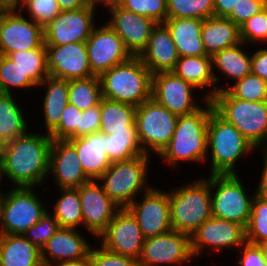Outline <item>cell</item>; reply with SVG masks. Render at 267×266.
<instances>
[{
  "mask_svg": "<svg viewBox=\"0 0 267 266\" xmlns=\"http://www.w3.org/2000/svg\"><path fill=\"white\" fill-rule=\"evenodd\" d=\"M52 138L49 134L27 132L2 145L4 177L15 187H33L49 175ZM48 174V175H47Z\"/></svg>",
  "mask_w": 267,
  "mask_h": 266,
  "instance_id": "1",
  "label": "cell"
},
{
  "mask_svg": "<svg viewBox=\"0 0 267 266\" xmlns=\"http://www.w3.org/2000/svg\"><path fill=\"white\" fill-rule=\"evenodd\" d=\"M205 109L201 106L194 113L178 116L173 136L158 155L172 167L180 161L204 162L208 149V121L214 111L212 101L204 97Z\"/></svg>",
  "mask_w": 267,
  "mask_h": 266,
  "instance_id": "2",
  "label": "cell"
},
{
  "mask_svg": "<svg viewBox=\"0 0 267 266\" xmlns=\"http://www.w3.org/2000/svg\"><path fill=\"white\" fill-rule=\"evenodd\" d=\"M98 77L104 99L135 107L151 99L152 73L139 56H132Z\"/></svg>",
  "mask_w": 267,
  "mask_h": 266,
  "instance_id": "3",
  "label": "cell"
},
{
  "mask_svg": "<svg viewBox=\"0 0 267 266\" xmlns=\"http://www.w3.org/2000/svg\"><path fill=\"white\" fill-rule=\"evenodd\" d=\"M210 100L214 111L234 125L251 145L267 149V101H243L226 89L217 92Z\"/></svg>",
  "mask_w": 267,
  "mask_h": 266,
  "instance_id": "4",
  "label": "cell"
},
{
  "mask_svg": "<svg viewBox=\"0 0 267 266\" xmlns=\"http://www.w3.org/2000/svg\"><path fill=\"white\" fill-rule=\"evenodd\" d=\"M172 229L190 235L212 216L210 176L168 192Z\"/></svg>",
  "mask_w": 267,
  "mask_h": 266,
  "instance_id": "5",
  "label": "cell"
},
{
  "mask_svg": "<svg viewBox=\"0 0 267 266\" xmlns=\"http://www.w3.org/2000/svg\"><path fill=\"white\" fill-rule=\"evenodd\" d=\"M207 149H211V175H216L237 174L236 162L256 148L234 125L213 111L208 121Z\"/></svg>",
  "mask_w": 267,
  "mask_h": 266,
  "instance_id": "6",
  "label": "cell"
},
{
  "mask_svg": "<svg viewBox=\"0 0 267 266\" xmlns=\"http://www.w3.org/2000/svg\"><path fill=\"white\" fill-rule=\"evenodd\" d=\"M149 157L150 155L145 154L131 160L114 162L97 180L103 182L101 186L104 192L119 208H127L136 200L139 192L143 189L146 192L151 188L146 186Z\"/></svg>",
  "mask_w": 267,
  "mask_h": 266,
  "instance_id": "7",
  "label": "cell"
},
{
  "mask_svg": "<svg viewBox=\"0 0 267 266\" xmlns=\"http://www.w3.org/2000/svg\"><path fill=\"white\" fill-rule=\"evenodd\" d=\"M210 189L212 216L236 222L245 228L251 215L254 195L248 197L239 176L210 175Z\"/></svg>",
  "mask_w": 267,
  "mask_h": 266,
  "instance_id": "8",
  "label": "cell"
},
{
  "mask_svg": "<svg viewBox=\"0 0 267 266\" xmlns=\"http://www.w3.org/2000/svg\"><path fill=\"white\" fill-rule=\"evenodd\" d=\"M178 116L149 99L136 107L135 125L146 155L160 154L171 140ZM149 150V151H148Z\"/></svg>",
  "mask_w": 267,
  "mask_h": 266,
  "instance_id": "9",
  "label": "cell"
},
{
  "mask_svg": "<svg viewBox=\"0 0 267 266\" xmlns=\"http://www.w3.org/2000/svg\"><path fill=\"white\" fill-rule=\"evenodd\" d=\"M48 211L33 187H14L7 192L0 234H21L34 226Z\"/></svg>",
  "mask_w": 267,
  "mask_h": 266,
  "instance_id": "10",
  "label": "cell"
},
{
  "mask_svg": "<svg viewBox=\"0 0 267 266\" xmlns=\"http://www.w3.org/2000/svg\"><path fill=\"white\" fill-rule=\"evenodd\" d=\"M17 10V11H16ZM44 44V28L27 20L19 9L0 6V55L30 51Z\"/></svg>",
  "mask_w": 267,
  "mask_h": 266,
  "instance_id": "11",
  "label": "cell"
},
{
  "mask_svg": "<svg viewBox=\"0 0 267 266\" xmlns=\"http://www.w3.org/2000/svg\"><path fill=\"white\" fill-rule=\"evenodd\" d=\"M190 235L171 229L144 239L139 266L180 265L193 258Z\"/></svg>",
  "mask_w": 267,
  "mask_h": 266,
  "instance_id": "12",
  "label": "cell"
},
{
  "mask_svg": "<svg viewBox=\"0 0 267 266\" xmlns=\"http://www.w3.org/2000/svg\"><path fill=\"white\" fill-rule=\"evenodd\" d=\"M192 89L197 88L172 71L152 74L151 99L177 116L188 115L201 108L195 104Z\"/></svg>",
  "mask_w": 267,
  "mask_h": 266,
  "instance_id": "13",
  "label": "cell"
},
{
  "mask_svg": "<svg viewBox=\"0 0 267 266\" xmlns=\"http://www.w3.org/2000/svg\"><path fill=\"white\" fill-rule=\"evenodd\" d=\"M85 43L91 71L95 76H99L133 56L122 39L107 23L98 28L95 26Z\"/></svg>",
  "mask_w": 267,
  "mask_h": 266,
  "instance_id": "14",
  "label": "cell"
},
{
  "mask_svg": "<svg viewBox=\"0 0 267 266\" xmlns=\"http://www.w3.org/2000/svg\"><path fill=\"white\" fill-rule=\"evenodd\" d=\"M101 244L111 252L139 259L144 237L137 220L127 208H120L99 236Z\"/></svg>",
  "mask_w": 267,
  "mask_h": 266,
  "instance_id": "15",
  "label": "cell"
},
{
  "mask_svg": "<svg viewBox=\"0 0 267 266\" xmlns=\"http://www.w3.org/2000/svg\"><path fill=\"white\" fill-rule=\"evenodd\" d=\"M95 9L90 6L78 10L60 11V13L44 27L45 45H64L68 43L86 42L95 27Z\"/></svg>",
  "mask_w": 267,
  "mask_h": 266,
  "instance_id": "16",
  "label": "cell"
},
{
  "mask_svg": "<svg viewBox=\"0 0 267 266\" xmlns=\"http://www.w3.org/2000/svg\"><path fill=\"white\" fill-rule=\"evenodd\" d=\"M142 201H133L127 209L137 220L144 238L155 237L172 229L168 192L151 187Z\"/></svg>",
  "mask_w": 267,
  "mask_h": 266,
  "instance_id": "17",
  "label": "cell"
},
{
  "mask_svg": "<svg viewBox=\"0 0 267 266\" xmlns=\"http://www.w3.org/2000/svg\"><path fill=\"white\" fill-rule=\"evenodd\" d=\"M193 256L207 247L215 251L240 248L245 242V228L236 222L211 216L190 236Z\"/></svg>",
  "mask_w": 267,
  "mask_h": 266,
  "instance_id": "18",
  "label": "cell"
},
{
  "mask_svg": "<svg viewBox=\"0 0 267 266\" xmlns=\"http://www.w3.org/2000/svg\"><path fill=\"white\" fill-rule=\"evenodd\" d=\"M45 46L49 76L65 80L95 76L91 71L85 42Z\"/></svg>",
  "mask_w": 267,
  "mask_h": 266,
  "instance_id": "19",
  "label": "cell"
},
{
  "mask_svg": "<svg viewBox=\"0 0 267 266\" xmlns=\"http://www.w3.org/2000/svg\"><path fill=\"white\" fill-rule=\"evenodd\" d=\"M83 226L95 237H99L120 209L99 186L97 180H90L79 188Z\"/></svg>",
  "mask_w": 267,
  "mask_h": 266,
  "instance_id": "20",
  "label": "cell"
},
{
  "mask_svg": "<svg viewBox=\"0 0 267 266\" xmlns=\"http://www.w3.org/2000/svg\"><path fill=\"white\" fill-rule=\"evenodd\" d=\"M111 18L107 24L122 39L133 56H139L147 47L152 29L156 22L121 6L112 7Z\"/></svg>",
  "mask_w": 267,
  "mask_h": 266,
  "instance_id": "21",
  "label": "cell"
},
{
  "mask_svg": "<svg viewBox=\"0 0 267 266\" xmlns=\"http://www.w3.org/2000/svg\"><path fill=\"white\" fill-rule=\"evenodd\" d=\"M50 173L53 174L59 189L79 188L90 181L83 171L76 149L67 140H52L49 161Z\"/></svg>",
  "mask_w": 267,
  "mask_h": 266,
  "instance_id": "22",
  "label": "cell"
},
{
  "mask_svg": "<svg viewBox=\"0 0 267 266\" xmlns=\"http://www.w3.org/2000/svg\"><path fill=\"white\" fill-rule=\"evenodd\" d=\"M91 245L73 228H59L41 249L44 266L88 259Z\"/></svg>",
  "mask_w": 267,
  "mask_h": 266,
  "instance_id": "23",
  "label": "cell"
},
{
  "mask_svg": "<svg viewBox=\"0 0 267 266\" xmlns=\"http://www.w3.org/2000/svg\"><path fill=\"white\" fill-rule=\"evenodd\" d=\"M139 58L152 74L175 68L179 56L170 31L163 23L156 24L152 29L147 47Z\"/></svg>",
  "mask_w": 267,
  "mask_h": 266,
  "instance_id": "24",
  "label": "cell"
},
{
  "mask_svg": "<svg viewBox=\"0 0 267 266\" xmlns=\"http://www.w3.org/2000/svg\"><path fill=\"white\" fill-rule=\"evenodd\" d=\"M75 149L83 171L90 180H98L112 164L106 151V134L94 132L67 140Z\"/></svg>",
  "mask_w": 267,
  "mask_h": 266,
  "instance_id": "25",
  "label": "cell"
},
{
  "mask_svg": "<svg viewBox=\"0 0 267 266\" xmlns=\"http://www.w3.org/2000/svg\"><path fill=\"white\" fill-rule=\"evenodd\" d=\"M201 19L167 18L163 23L172 36L179 57L208 56L201 37Z\"/></svg>",
  "mask_w": 267,
  "mask_h": 266,
  "instance_id": "26",
  "label": "cell"
},
{
  "mask_svg": "<svg viewBox=\"0 0 267 266\" xmlns=\"http://www.w3.org/2000/svg\"><path fill=\"white\" fill-rule=\"evenodd\" d=\"M213 70L211 56H186L179 57L172 72L196 88L203 89L208 85L213 86L212 91L205 96L210 100L217 92L221 91V87H217L216 84L220 77L216 76ZM215 84L216 86H214Z\"/></svg>",
  "mask_w": 267,
  "mask_h": 266,
  "instance_id": "27",
  "label": "cell"
},
{
  "mask_svg": "<svg viewBox=\"0 0 267 266\" xmlns=\"http://www.w3.org/2000/svg\"><path fill=\"white\" fill-rule=\"evenodd\" d=\"M202 42L208 56L241 43L240 29L232 20L209 17L202 21Z\"/></svg>",
  "mask_w": 267,
  "mask_h": 266,
  "instance_id": "28",
  "label": "cell"
},
{
  "mask_svg": "<svg viewBox=\"0 0 267 266\" xmlns=\"http://www.w3.org/2000/svg\"><path fill=\"white\" fill-rule=\"evenodd\" d=\"M0 266H44L41 249L21 234H0Z\"/></svg>",
  "mask_w": 267,
  "mask_h": 266,
  "instance_id": "29",
  "label": "cell"
},
{
  "mask_svg": "<svg viewBox=\"0 0 267 266\" xmlns=\"http://www.w3.org/2000/svg\"><path fill=\"white\" fill-rule=\"evenodd\" d=\"M39 85L47 87L42 107L46 133L50 134L59 125L62 112L69 103L68 80L47 76Z\"/></svg>",
  "mask_w": 267,
  "mask_h": 266,
  "instance_id": "30",
  "label": "cell"
},
{
  "mask_svg": "<svg viewBox=\"0 0 267 266\" xmlns=\"http://www.w3.org/2000/svg\"><path fill=\"white\" fill-rule=\"evenodd\" d=\"M135 116V106L102 98L99 131L106 135L120 131H137Z\"/></svg>",
  "mask_w": 267,
  "mask_h": 266,
  "instance_id": "31",
  "label": "cell"
},
{
  "mask_svg": "<svg viewBox=\"0 0 267 266\" xmlns=\"http://www.w3.org/2000/svg\"><path fill=\"white\" fill-rule=\"evenodd\" d=\"M27 132V121L13 94L0 93V143L3 145Z\"/></svg>",
  "mask_w": 267,
  "mask_h": 266,
  "instance_id": "32",
  "label": "cell"
},
{
  "mask_svg": "<svg viewBox=\"0 0 267 266\" xmlns=\"http://www.w3.org/2000/svg\"><path fill=\"white\" fill-rule=\"evenodd\" d=\"M244 43L241 42L235 46L225 48L212 56V68L234 81L244 78L251 74V55L240 49Z\"/></svg>",
  "mask_w": 267,
  "mask_h": 266,
  "instance_id": "33",
  "label": "cell"
},
{
  "mask_svg": "<svg viewBox=\"0 0 267 266\" xmlns=\"http://www.w3.org/2000/svg\"><path fill=\"white\" fill-rule=\"evenodd\" d=\"M60 198L54 204L53 216L59 223L60 228L77 229L83 226L81 199L77 188H61Z\"/></svg>",
  "mask_w": 267,
  "mask_h": 266,
  "instance_id": "34",
  "label": "cell"
},
{
  "mask_svg": "<svg viewBox=\"0 0 267 266\" xmlns=\"http://www.w3.org/2000/svg\"><path fill=\"white\" fill-rule=\"evenodd\" d=\"M106 151L111 163L127 161L145 155L137 131H120L106 135Z\"/></svg>",
  "mask_w": 267,
  "mask_h": 266,
  "instance_id": "35",
  "label": "cell"
},
{
  "mask_svg": "<svg viewBox=\"0 0 267 266\" xmlns=\"http://www.w3.org/2000/svg\"><path fill=\"white\" fill-rule=\"evenodd\" d=\"M17 66L37 85L49 76L45 44L30 51H16L8 55Z\"/></svg>",
  "mask_w": 267,
  "mask_h": 266,
  "instance_id": "36",
  "label": "cell"
},
{
  "mask_svg": "<svg viewBox=\"0 0 267 266\" xmlns=\"http://www.w3.org/2000/svg\"><path fill=\"white\" fill-rule=\"evenodd\" d=\"M69 103L84 111L98 105L102 99L98 76L68 80Z\"/></svg>",
  "mask_w": 267,
  "mask_h": 266,
  "instance_id": "37",
  "label": "cell"
},
{
  "mask_svg": "<svg viewBox=\"0 0 267 266\" xmlns=\"http://www.w3.org/2000/svg\"><path fill=\"white\" fill-rule=\"evenodd\" d=\"M214 16V0H167V18L205 20Z\"/></svg>",
  "mask_w": 267,
  "mask_h": 266,
  "instance_id": "38",
  "label": "cell"
},
{
  "mask_svg": "<svg viewBox=\"0 0 267 266\" xmlns=\"http://www.w3.org/2000/svg\"><path fill=\"white\" fill-rule=\"evenodd\" d=\"M7 5L20 8L21 12L26 8L31 20L43 28L61 11L58 0H9Z\"/></svg>",
  "mask_w": 267,
  "mask_h": 266,
  "instance_id": "39",
  "label": "cell"
},
{
  "mask_svg": "<svg viewBox=\"0 0 267 266\" xmlns=\"http://www.w3.org/2000/svg\"><path fill=\"white\" fill-rule=\"evenodd\" d=\"M247 242L261 245L267 242V201L254 193L251 215L245 227Z\"/></svg>",
  "mask_w": 267,
  "mask_h": 266,
  "instance_id": "40",
  "label": "cell"
},
{
  "mask_svg": "<svg viewBox=\"0 0 267 266\" xmlns=\"http://www.w3.org/2000/svg\"><path fill=\"white\" fill-rule=\"evenodd\" d=\"M225 89L233 97L243 101H267V81L252 73L235 81L229 88H221V91Z\"/></svg>",
  "mask_w": 267,
  "mask_h": 266,
  "instance_id": "41",
  "label": "cell"
},
{
  "mask_svg": "<svg viewBox=\"0 0 267 266\" xmlns=\"http://www.w3.org/2000/svg\"><path fill=\"white\" fill-rule=\"evenodd\" d=\"M37 85L7 55H0V93L12 94V87L32 88Z\"/></svg>",
  "mask_w": 267,
  "mask_h": 266,
  "instance_id": "42",
  "label": "cell"
},
{
  "mask_svg": "<svg viewBox=\"0 0 267 266\" xmlns=\"http://www.w3.org/2000/svg\"><path fill=\"white\" fill-rule=\"evenodd\" d=\"M120 6L157 24L164 23L167 19V0H123Z\"/></svg>",
  "mask_w": 267,
  "mask_h": 266,
  "instance_id": "43",
  "label": "cell"
},
{
  "mask_svg": "<svg viewBox=\"0 0 267 266\" xmlns=\"http://www.w3.org/2000/svg\"><path fill=\"white\" fill-rule=\"evenodd\" d=\"M82 111L68 103L62 112L59 125L49 134L55 140H69L80 137V116Z\"/></svg>",
  "mask_w": 267,
  "mask_h": 266,
  "instance_id": "44",
  "label": "cell"
},
{
  "mask_svg": "<svg viewBox=\"0 0 267 266\" xmlns=\"http://www.w3.org/2000/svg\"><path fill=\"white\" fill-rule=\"evenodd\" d=\"M240 39L245 44L267 42V6L240 26Z\"/></svg>",
  "mask_w": 267,
  "mask_h": 266,
  "instance_id": "45",
  "label": "cell"
},
{
  "mask_svg": "<svg viewBox=\"0 0 267 266\" xmlns=\"http://www.w3.org/2000/svg\"><path fill=\"white\" fill-rule=\"evenodd\" d=\"M59 228L56 218L46 211L34 226L23 233V236L42 249Z\"/></svg>",
  "mask_w": 267,
  "mask_h": 266,
  "instance_id": "46",
  "label": "cell"
},
{
  "mask_svg": "<svg viewBox=\"0 0 267 266\" xmlns=\"http://www.w3.org/2000/svg\"><path fill=\"white\" fill-rule=\"evenodd\" d=\"M88 261L90 266H139L138 260L106 250L102 245L90 249Z\"/></svg>",
  "mask_w": 267,
  "mask_h": 266,
  "instance_id": "47",
  "label": "cell"
},
{
  "mask_svg": "<svg viewBox=\"0 0 267 266\" xmlns=\"http://www.w3.org/2000/svg\"><path fill=\"white\" fill-rule=\"evenodd\" d=\"M267 6V0H241L226 17L240 26Z\"/></svg>",
  "mask_w": 267,
  "mask_h": 266,
  "instance_id": "48",
  "label": "cell"
},
{
  "mask_svg": "<svg viewBox=\"0 0 267 266\" xmlns=\"http://www.w3.org/2000/svg\"><path fill=\"white\" fill-rule=\"evenodd\" d=\"M101 101L98 105L82 111L80 116V137L100 130Z\"/></svg>",
  "mask_w": 267,
  "mask_h": 266,
  "instance_id": "49",
  "label": "cell"
},
{
  "mask_svg": "<svg viewBox=\"0 0 267 266\" xmlns=\"http://www.w3.org/2000/svg\"><path fill=\"white\" fill-rule=\"evenodd\" d=\"M239 249H242L239 266H267L260 245L246 241Z\"/></svg>",
  "mask_w": 267,
  "mask_h": 266,
  "instance_id": "50",
  "label": "cell"
},
{
  "mask_svg": "<svg viewBox=\"0 0 267 266\" xmlns=\"http://www.w3.org/2000/svg\"><path fill=\"white\" fill-rule=\"evenodd\" d=\"M251 73L267 81V48L257 49L251 55Z\"/></svg>",
  "mask_w": 267,
  "mask_h": 266,
  "instance_id": "51",
  "label": "cell"
},
{
  "mask_svg": "<svg viewBox=\"0 0 267 266\" xmlns=\"http://www.w3.org/2000/svg\"><path fill=\"white\" fill-rule=\"evenodd\" d=\"M241 0H214V16L226 18Z\"/></svg>",
  "mask_w": 267,
  "mask_h": 266,
  "instance_id": "52",
  "label": "cell"
},
{
  "mask_svg": "<svg viewBox=\"0 0 267 266\" xmlns=\"http://www.w3.org/2000/svg\"><path fill=\"white\" fill-rule=\"evenodd\" d=\"M263 152V171H262V176L260 179V183L258 187L256 188L255 195L265 201H267V149L262 150Z\"/></svg>",
  "mask_w": 267,
  "mask_h": 266,
  "instance_id": "53",
  "label": "cell"
},
{
  "mask_svg": "<svg viewBox=\"0 0 267 266\" xmlns=\"http://www.w3.org/2000/svg\"><path fill=\"white\" fill-rule=\"evenodd\" d=\"M61 11L78 10L88 5L87 0H58Z\"/></svg>",
  "mask_w": 267,
  "mask_h": 266,
  "instance_id": "54",
  "label": "cell"
},
{
  "mask_svg": "<svg viewBox=\"0 0 267 266\" xmlns=\"http://www.w3.org/2000/svg\"><path fill=\"white\" fill-rule=\"evenodd\" d=\"M123 0H87L88 5L96 10V5L101 3V5L106 6L108 9L116 6H120Z\"/></svg>",
  "mask_w": 267,
  "mask_h": 266,
  "instance_id": "55",
  "label": "cell"
},
{
  "mask_svg": "<svg viewBox=\"0 0 267 266\" xmlns=\"http://www.w3.org/2000/svg\"><path fill=\"white\" fill-rule=\"evenodd\" d=\"M52 266H90L88 259L75 261V262H65V263H59Z\"/></svg>",
  "mask_w": 267,
  "mask_h": 266,
  "instance_id": "56",
  "label": "cell"
},
{
  "mask_svg": "<svg viewBox=\"0 0 267 266\" xmlns=\"http://www.w3.org/2000/svg\"><path fill=\"white\" fill-rule=\"evenodd\" d=\"M1 192H3V191H1V189H0V225H1V221H2V212H3L4 201H5V198L7 195V193L3 194Z\"/></svg>",
  "mask_w": 267,
  "mask_h": 266,
  "instance_id": "57",
  "label": "cell"
},
{
  "mask_svg": "<svg viewBox=\"0 0 267 266\" xmlns=\"http://www.w3.org/2000/svg\"><path fill=\"white\" fill-rule=\"evenodd\" d=\"M260 246H261V250H262V255H263L264 261L267 264V242L261 244Z\"/></svg>",
  "mask_w": 267,
  "mask_h": 266,
  "instance_id": "58",
  "label": "cell"
},
{
  "mask_svg": "<svg viewBox=\"0 0 267 266\" xmlns=\"http://www.w3.org/2000/svg\"><path fill=\"white\" fill-rule=\"evenodd\" d=\"M3 175H5V173H4V161H3V159H0V183H1V179H2Z\"/></svg>",
  "mask_w": 267,
  "mask_h": 266,
  "instance_id": "59",
  "label": "cell"
},
{
  "mask_svg": "<svg viewBox=\"0 0 267 266\" xmlns=\"http://www.w3.org/2000/svg\"><path fill=\"white\" fill-rule=\"evenodd\" d=\"M9 0H0L1 5H6Z\"/></svg>",
  "mask_w": 267,
  "mask_h": 266,
  "instance_id": "60",
  "label": "cell"
},
{
  "mask_svg": "<svg viewBox=\"0 0 267 266\" xmlns=\"http://www.w3.org/2000/svg\"><path fill=\"white\" fill-rule=\"evenodd\" d=\"M0 159H3L2 157V144L0 143Z\"/></svg>",
  "mask_w": 267,
  "mask_h": 266,
  "instance_id": "61",
  "label": "cell"
}]
</instances>
